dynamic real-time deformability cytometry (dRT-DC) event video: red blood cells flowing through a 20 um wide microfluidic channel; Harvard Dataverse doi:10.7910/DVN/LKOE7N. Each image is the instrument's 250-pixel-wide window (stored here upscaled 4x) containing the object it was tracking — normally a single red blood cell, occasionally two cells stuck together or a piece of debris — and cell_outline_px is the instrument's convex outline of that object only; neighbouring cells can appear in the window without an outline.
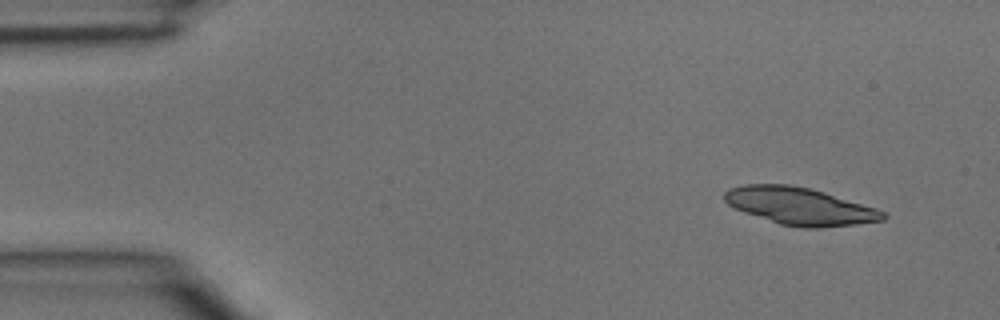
{"species": "common noctule bat (a hibernating species)", "species_latin": "Nyctalus noctula", "temperature_condition": "room temperature", "stored_images_in_passage": 3, "camera_frame_rate_fps": 3000, "um_per_image_px": 0.085, "animal": {"sex": "male", "body_mass_g": 15.6}, "frame": {"image": 1, "passage_image": 1, "time_ms": 0.0, "image_size_px": [1000, 320], "cell_outline_px": [[888, 216], [884, 220], [856, 224], [820, 228], [804, 228], [780, 224], [744, 212], [728, 204], [724, 200], [724, 192], [728, 188], [744, 184], [788, 184], [808, 188], [824, 192], [876, 208], [884, 212]], "centroid_in_image_um": [67.98, 17.52], "position_along_channel_um": 17.0, "area_um2": 34.33}}